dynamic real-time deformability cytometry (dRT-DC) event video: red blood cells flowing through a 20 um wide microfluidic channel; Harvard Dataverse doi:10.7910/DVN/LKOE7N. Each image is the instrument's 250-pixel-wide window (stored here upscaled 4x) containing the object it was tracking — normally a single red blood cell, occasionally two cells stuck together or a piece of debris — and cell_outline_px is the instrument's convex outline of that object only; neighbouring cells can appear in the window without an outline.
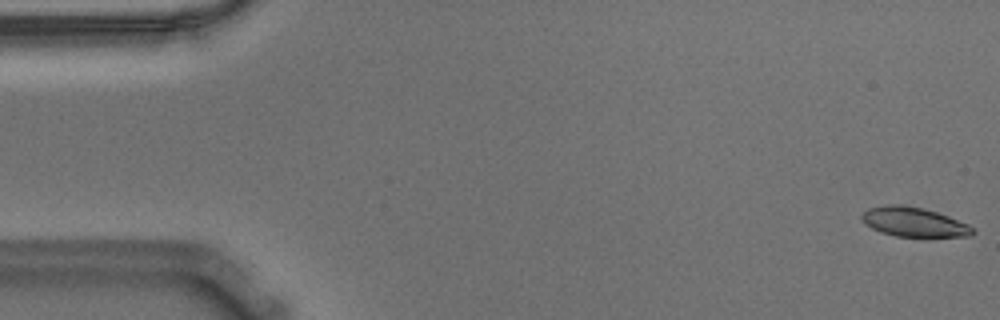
{"species": "Egyptian fruit bat (a non-hibernating species)", "species_latin": "Rousettus aegyptiacus", "temperature_condition": "warm", "stored_images_in_passage": 55, "camera_frame_rate_fps": 3000, "um_per_image_px": 0.085, "animal": {"sex": "male"}, "frame": {"image": 1, "passage_image": 1, "time_ms": 0.0, "image_size_px": [1000, 320], "cell_outline_px": [[976, 232], [972, 236], [896, 236], [880, 232], [872, 228], [860, 216], [868, 208], [884, 204], [900, 204], [924, 208], [948, 216], [968, 224]], "centroid_in_image_um": [77.68, 18.86], "position_along_channel_um": 7.3, "area_um2": 18.84}}
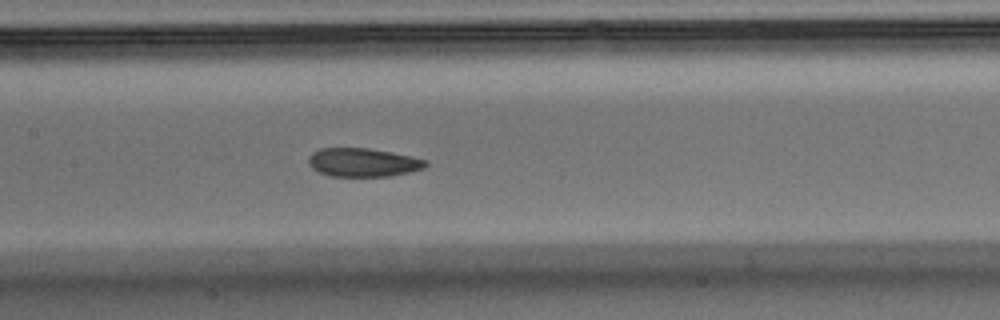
{"frame": {"image": 2, "passage_image": 26, "time_ms": 8.333, "image_size_px": [1000, 320], "cell_outline_px": [[428, 164], [424, 168], [392, 176], [332, 176], [320, 172], [312, 168], [308, 164], [308, 156], [312, 152], [320, 148], [368, 148], [392, 152], [412, 156], [428, 160]], "centroid_in_image_um": [30.86, 13.8], "position_along_channel_um": 176.5, "area_um2": 19.59}}
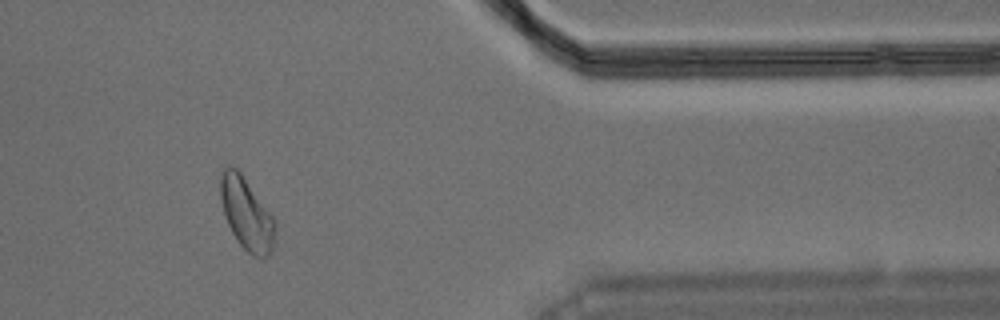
{"frame": {"image": 3, "passage_image": 46, "time_ms": 15.0, "image_size_px": [1000, 320], "cell_outline_px": [[276, 228], [272, 248], [268, 256], [260, 260], [252, 256], [240, 244], [232, 232], [224, 216], [220, 200], [220, 172], [228, 164], [236, 168], [240, 172], [276, 220]], "centroid_in_image_um": [20.95, 18.18], "position_along_channel_um": 390.5, "area_um2": 23.18}, "authors_computed_cell_mechanics": {"area_um2": 20.4034, "velocity_mm_per_s": 3.5964, "shape_relaxation_time_tau1_ms": 8.8684, "shape_relaxation_time_tau2_ms": 3.3125, "deformation_change_tau1": 0.159, "deformation_change_tau2": 0.0979}}